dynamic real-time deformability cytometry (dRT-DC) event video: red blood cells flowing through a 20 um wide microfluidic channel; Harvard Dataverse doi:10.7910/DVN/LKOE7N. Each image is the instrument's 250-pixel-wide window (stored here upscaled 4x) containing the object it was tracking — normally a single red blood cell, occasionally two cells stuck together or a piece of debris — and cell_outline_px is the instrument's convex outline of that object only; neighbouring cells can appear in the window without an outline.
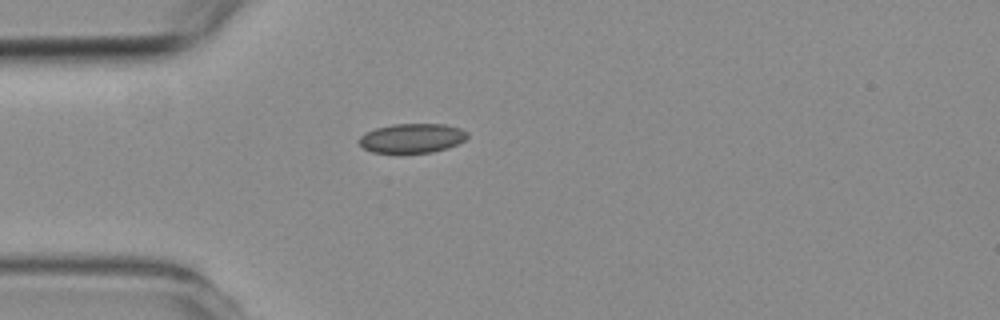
{"species": "common noctule bat (a hibernating species)", "species_latin": "Nyctalus noctula", "temperature_condition": "room temperature", "stored_images_in_passage": 1, "camera_frame_rate_fps": 3000, "um_per_image_px": 0.085, "animal": {"sex": "female", "body_mass_g": 19.3, "forearm_length_mm": 54.1}, "frame": {"image": 1, "passage_image": 1, "time_ms": 0.0, "image_size_px": [1000, 320], "cell_outline_px": [[468, 136], [464, 140], [448, 148], [432, 152], [400, 156], [372, 152], [364, 148], [356, 140], [364, 132], [376, 128], [392, 124], [444, 124], [460, 128], [468, 132]], "centroid_in_image_um": [34.96, 11.79], "position_along_channel_um": 50.0, "area_um2": 19.36}}